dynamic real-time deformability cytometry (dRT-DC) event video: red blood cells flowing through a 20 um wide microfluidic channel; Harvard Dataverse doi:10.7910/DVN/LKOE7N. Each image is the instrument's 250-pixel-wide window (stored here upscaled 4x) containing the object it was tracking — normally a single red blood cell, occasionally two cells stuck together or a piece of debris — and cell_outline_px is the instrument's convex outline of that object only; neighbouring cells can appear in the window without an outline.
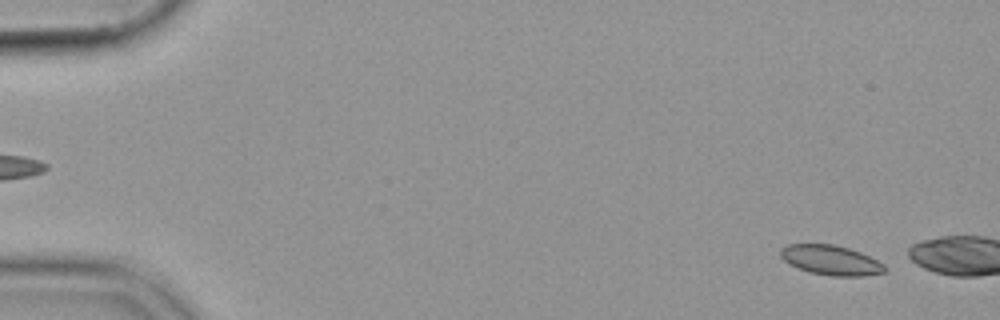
{"species": "common noctule bat (a hibernating species)", "species_latin": "Nyctalus noctula", "temperature_condition": "cold", "stored_images_in_passage": 15, "camera_frame_rate_fps": 3000, "um_per_image_px": 0.085, "animal": {"sex": "female", "body_mass_g": 19.9}, "frame": {"image": 1, "passage_image": 2, "time_ms": 0.333, "image_size_px": [1000, 320], "cell_outline_px": [[888, 268], [884, 272], [864, 276], [828, 276], [808, 272], [788, 264], [780, 256], [780, 248], [788, 244], [836, 244], [860, 252], [884, 264]], "centroid_in_image_um": [70.6, 22.12], "position_along_channel_um": 14.4, "area_um2": 18.26}}